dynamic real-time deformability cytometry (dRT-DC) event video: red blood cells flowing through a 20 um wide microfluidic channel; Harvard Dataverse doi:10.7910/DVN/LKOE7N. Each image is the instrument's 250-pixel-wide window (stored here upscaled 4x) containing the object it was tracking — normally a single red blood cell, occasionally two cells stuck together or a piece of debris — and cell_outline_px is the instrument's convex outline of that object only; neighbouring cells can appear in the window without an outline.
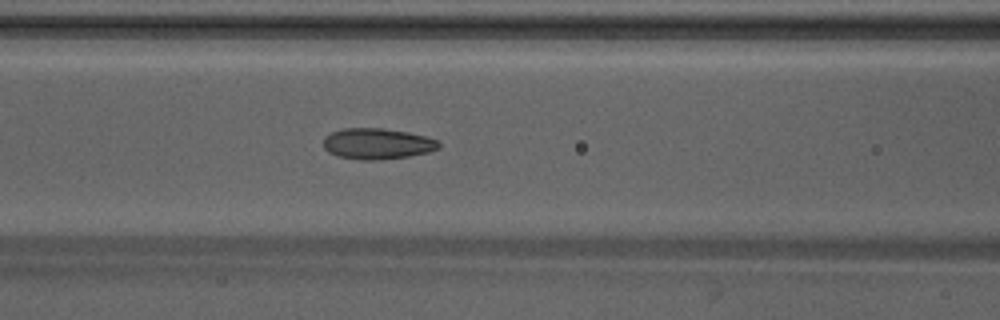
{"species": "Egyptian fruit bat (a non-hibernating species)", "species_latin": "Rousettus aegyptiacus", "temperature_condition": "warm", "stored_images_in_passage": 45, "camera_frame_rate_fps": 3000, "um_per_image_px": 0.085, "animal": {"sex": "male"}, "frame": {"image": 1, "passage_image": 17, "time_ms": 5.333, "image_size_px": [1000, 320], "cell_outline_px": [[440, 148], [428, 152], [408, 156], [380, 160], [360, 160], [336, 156], [328, 152], [324, 148], [324, 136], [332, 132], [344, 128], [384, 128], [408, 132], [424, 136], [436, 140], [440, 144]], "centroid_in_image_um": [32.04, 12.22], "position_along_channel_um": 134.6, "area_um2": 20.87}}
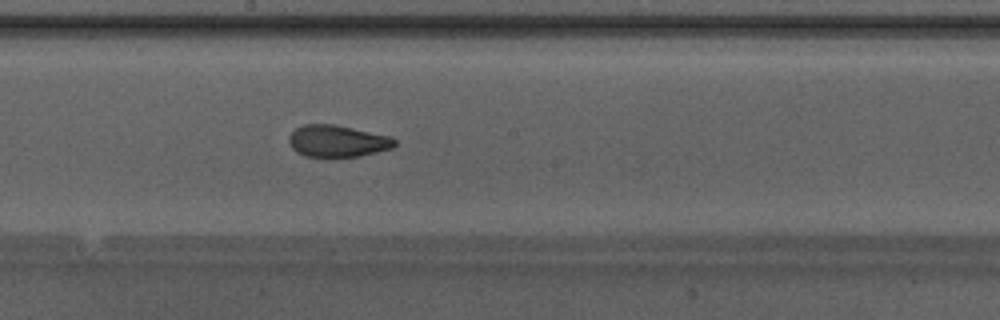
{"frame": {"image": 2, "passage_image": 23, "time_ms": 7.333, "image_size_px": [1000, 320], "cell_outline_px": [[396, 144], [392, 148], [360, 156], [304, 156], [296, 152], [292, 148], [288, 140], [288, 136], [296, 128], [304, 124], [336, 124], [392, 136], [396, 140]], "centroid_in_image_um": [28.69, 11.97], "position_along_channel_um": 219.5, "area_um2": 19.71}}
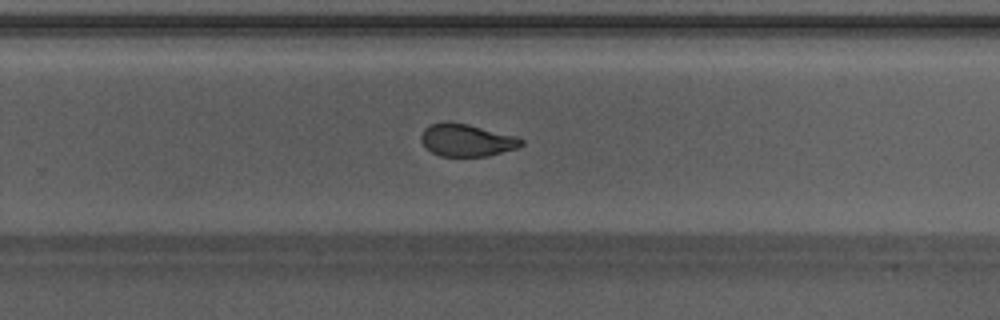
{"frame": {"image": 3, "passage_image": 28, "time_ms": 9.0, "image_size_px": [1000, 320], "cell_outline_px": [[524, 144], [516, 148], [488, 156], [440, 156], [432, 152], [420, 140], [420, 132], [428, 124], [444, 120], [448, 120], [468, 124], [516, 136], [524, 140]], "centroid_in_image_um": [39.62, 11.88], "position_along_channel_um": 290.2, "area_um2": 19.19}, "authors_computed_cell_mechanics": {"area_um2": 20.4034, "velocity_mm_per_s": 4.2602, "shape_relaxation_time_tau1_ms": null, "shape_relaxation_time_tau2_ms": 1.0695, "deformation_change_tau1": null, "deformation_change_tau2": 0.0602}}